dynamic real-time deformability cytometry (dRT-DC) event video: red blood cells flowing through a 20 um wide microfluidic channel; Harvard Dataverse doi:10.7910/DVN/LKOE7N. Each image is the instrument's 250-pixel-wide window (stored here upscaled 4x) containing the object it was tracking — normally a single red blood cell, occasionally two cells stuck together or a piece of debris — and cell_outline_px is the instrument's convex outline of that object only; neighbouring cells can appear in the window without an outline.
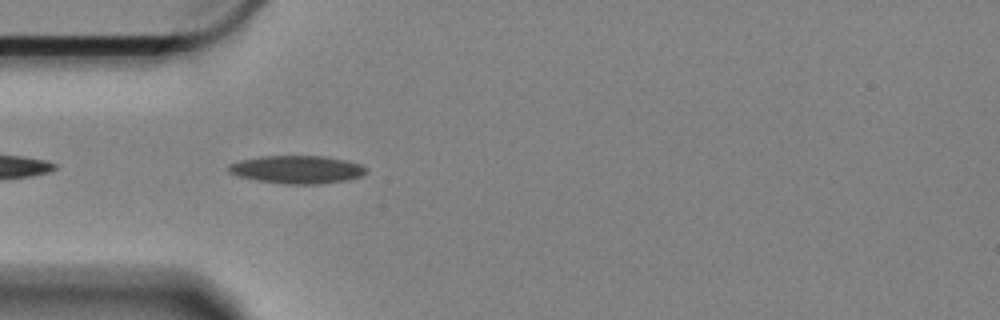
{"species": "Egyptian fruit bat (a non-hibernating species)", "species_latin": "Rousettus aegyptiacus", "temperature_condition": "cold", "stored_images_in_passage": 18, "camera_frame_rate_fps": 3000, "um_per_image_px": 0.085, "animal": {"sex": "female"}, "frame": {"image": 1, "passage_image": 3, "time_ms": 0.667, "image_size_px": [1000, 320], "cell_outline_px": [[368, 172], [360, 176], [344, 180], [316, 184], [280, 184], [256, 180], [236, 176], [228, 172], [228, 164], [240, 160], [260, 156], [324, 156], [344, 160], [360, 164], [368, 168]], "centroid_in_image_um": [25.2, 14.41], "position_along_channel_um": 59.8, "area_um2": 22.48}}
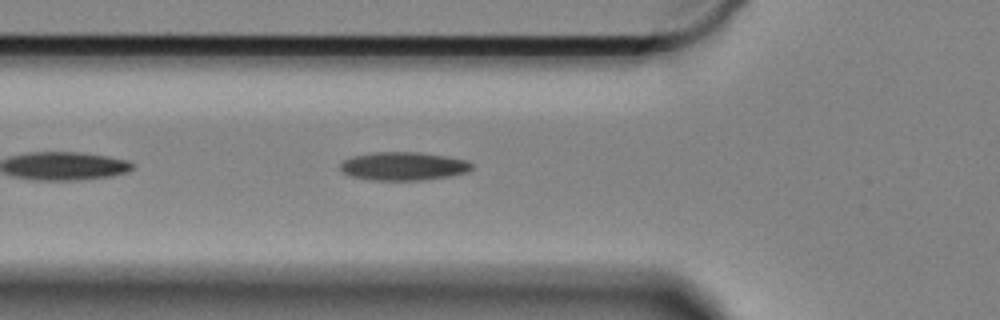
{"frame": {"image": 2, "passage_image": 6, "time_ms": 1.667, "image_size_px": [1000, 320], "cell_outline_px": [[472, 168], [468, 172], [448, 176], [420, 180], [372, 180], [352, 176], [344, 172], [340, 168], [340, 164], [344, 160], [352, 156], [376, 152], [420, 152], [468, 160], [472, 164]], "centroid_in_image_um": [34.3, 14.12], "position_along_channel_um": 91.5, "area_um2": 21.56}}
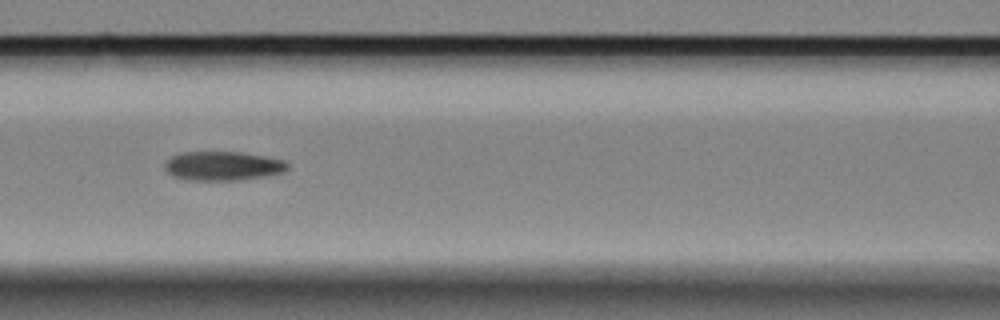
{"frame": {"image": 3, "passage_image": 11, "time_ms": 3.333, "image_size_px": [1000, 320], "cell_outline_px": [[288, 168], [284, 172], [264, 176], [236, 180], [192, 180], [172, 176], [164, 168], [164, 164], [172, 156], [180, 152], [240, 152], [264, 156], [284, 160], [288, 164]], "centroid_in_image_um": [18.93, 14.1], "position_along_channel_um": 147.7, "area_um2": 20.69}}